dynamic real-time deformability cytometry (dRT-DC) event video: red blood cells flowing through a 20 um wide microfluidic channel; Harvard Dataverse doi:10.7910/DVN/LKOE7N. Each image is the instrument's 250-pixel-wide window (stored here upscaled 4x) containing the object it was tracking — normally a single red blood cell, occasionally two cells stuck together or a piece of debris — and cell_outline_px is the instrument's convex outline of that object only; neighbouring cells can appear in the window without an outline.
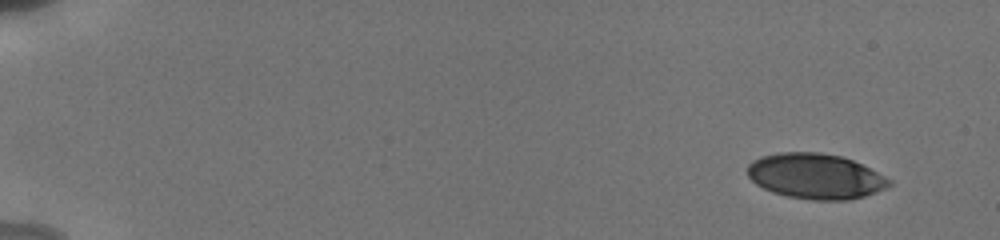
{"species": "human", "species_latin": "Homo sapiens", "temperature_condition": "cold", "stored_images_in_passage": 42, "camera_frame_rate_fps": 3000, "um_per_image_px": 0.085, "donor": {"sex": "male"}, "frame": {"image": 1, "passage_image": 5, "time_ms": 1.333, "image_size_px": [1000, 240], "cell_outline_px": [[892, 184], [876, 192], [864, 196], [848, 200], [812, 200], [788, 196], [772, 192], [756, 184], [748, 176], [748, 164], [752, 160], [764, 156], [780, 152], [820, 152], [840, 156], [852, 160], [892, 180]], "centroid_in_image_um": [69.3, 14.98], "position_along_channel_um": 15.7, "area_um2": 37.17}}
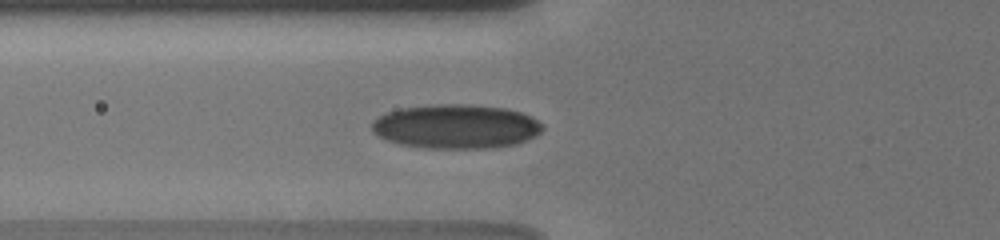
{"frame": {"image": 2, "passage_image": 31, "time_ms": 7.333, "image_size_px": [1000, 240], "cell_outline_px": [[544, 128], [536, 136], [516, 144], [492, 148], [424, 148], [400, 144], [376, 136], [372, 132], [372, 120], [388, 112], [400, 108], [436, 104], [468, 104], [508, 108], [532, 116]], "centroid_in_image_um": [38.75, 10.75], "position_along_channel_um": 87.0, "area_um2": 44.16}}
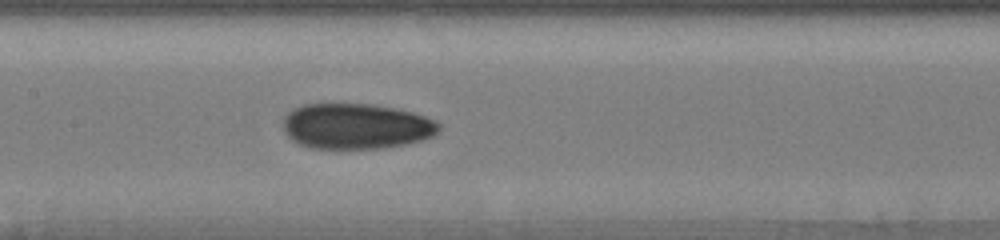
{"frame": {"image": 3, "passage_image": 42, "time_ms": 9.667, "image_size_px": [1000, 240], "cell_outline_px": [[440, 132], [432, 136], [408, 144], [384, 148], [312, 148], [300, 144], [292, 140], [284, 132], [284, 116], [292, 108], [304, 104], [372, 104], [412, 112], [436, 120], [440, 124]], "centroid_in_image_um": [30.28, 10.73], "position_along_channel_um": 177.1, "area_um2": 41.44}}